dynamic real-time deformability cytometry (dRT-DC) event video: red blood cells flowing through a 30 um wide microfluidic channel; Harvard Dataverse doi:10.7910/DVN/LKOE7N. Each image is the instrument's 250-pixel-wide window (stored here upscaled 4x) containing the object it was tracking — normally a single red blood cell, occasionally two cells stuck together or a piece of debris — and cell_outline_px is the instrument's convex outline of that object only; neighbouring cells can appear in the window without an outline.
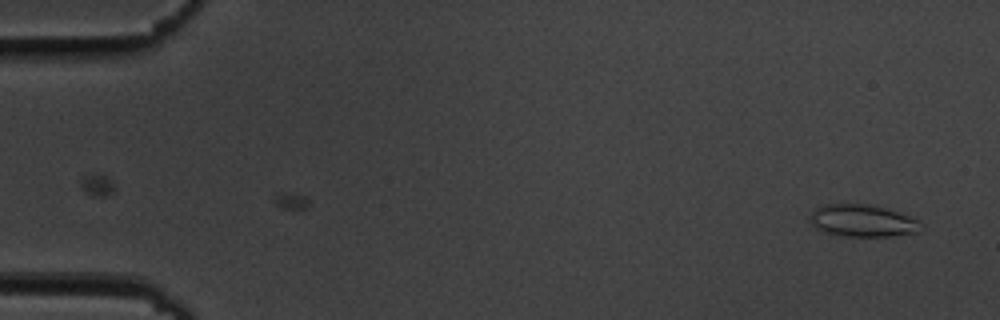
{"species": "common noctule bat (a hibernating species)", "species_latin": "Nyctalus noctula", "temperature_condition": "cold", "stored_images_in_passage": 52, "camera_frame_rate_fps": 3000, "um_per_image_px": 0.085, "animal": {"sex": "male", "body_mass_g": 19.5, "forearm_length_mm": 54.6}, "frame": {"image": 1, "passage_image": 1, "time_ms": 0.0, "image_size_px": [1000, 320], "cell_outline_px": [[924, 228], [916, 232], [892, 236], [844, 236], [828, 232], [816, 228], [808, 220], [808, 216], [816, 208], [824, 204], [872, 204], [920, 220], [924, 224]], "centroid_in_image_um": [73.33, 18.76], "position_along_channel_um": 11.7, "area_um2": 20.81}}
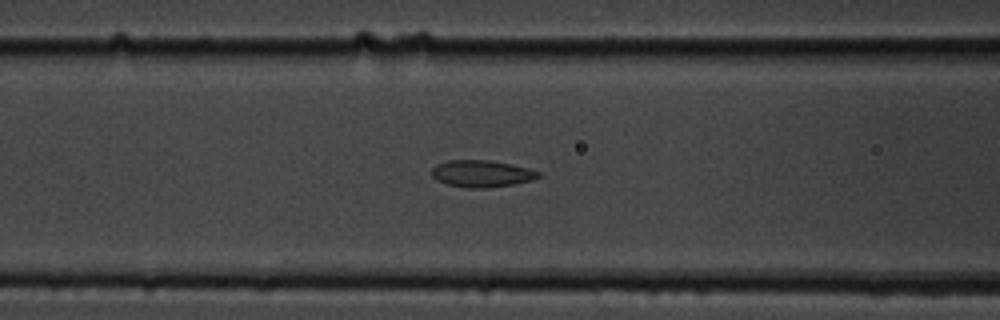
{"frame": {"image": 2, "passage_image": 21, "time_ms": 6.667, "image_size_px": [1000, 320], "cell_outline_px": [[540, 176], [532, 180], [512, 184], [488, 188], [468, 188], [448, 184], [436, 180], [432, 176], [432, 168], [436, 164], [448, 160], [488, 160], [512, 164], [528, 168], [540, 172]], "centroid_in_image_um": [40.93, 14.75], "position_along_channel_um": 125.7, "area_um2": 16.7}}
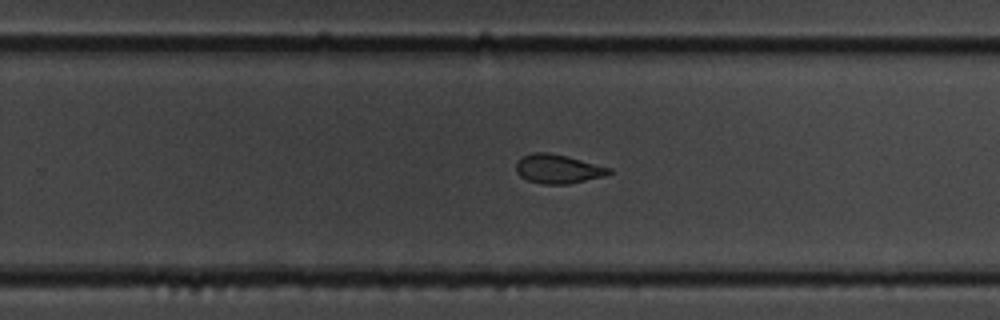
{"frame": {"image": 3, "passage_image": 34, "time_ms": 11.0, "image_size_px": [1000, 320], "cell_outline_px": [[612, 172], [604, 176], [568, 184], [540, 184], [528, 180], [520, 176], [516, 172], [516, 164], [524, 156], [532, 152], [548, 152], [612, 168]], "centroid_in_image_um": [47.42, 14.37], "position_along_channel_um": 282.4, "area_um2": 15.49}, "authors_computed_cell_mechanics": {"area_um2": 15.895, "velocity_mm_per_s": 3.6247, "shape_relaxation_time_tau1_ms": null, "shape_relaxation_time_tau2_ms": 3.0407, "deformation_change_tau1": null, "deformation_change_tau2": 0.0803}}